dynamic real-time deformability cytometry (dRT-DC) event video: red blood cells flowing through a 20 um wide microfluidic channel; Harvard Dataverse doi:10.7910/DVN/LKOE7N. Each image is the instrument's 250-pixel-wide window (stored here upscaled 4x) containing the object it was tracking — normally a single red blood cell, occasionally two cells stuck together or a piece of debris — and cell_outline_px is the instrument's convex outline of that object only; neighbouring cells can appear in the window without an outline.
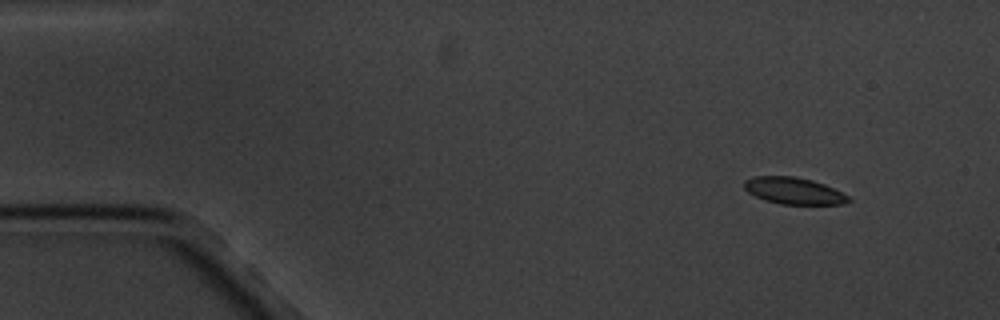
{"species": "common noctule bat (a hibernating species)", "species_latin": "Nyctalus noctula", "temperature_condition": "cold", "stored_images_in_passage": 4, "camera_frame_rate_fps": 3000, "um_per_image_px": 0.085, "animal": {"sex": "male", "body_mass_g": 20.1, "forearm_length_mm": 53.5}, "frame": {"image": 1, "passage_image": 1, "time_ms": 0.0, "image_size_px": [1000, 320], "cell_outline_px": [[852, 200], [844, 204], [780, 204], [764, 200], [748, 192], [744, 188], [744, 180], [752, 176], [796, 176], [812, 180], [824, 184], [848, 196]], "centroid_in_image_um": [67.44, 16.21], "position_along_channel_um": 17.6, "area_um2": 16.24}}
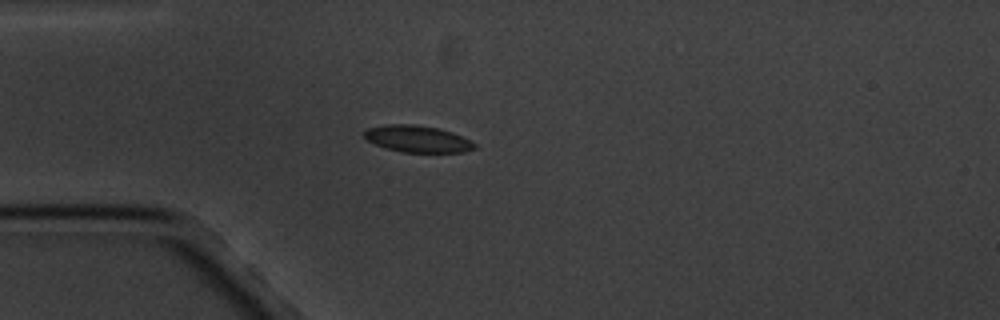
{"frame": {"image": 2, "passage_image": 4, "time_ms": 3.333, "image_size_px": [1000, 320], "cell_outline_px": [[476, 148], [464, 152], [400, 152], [376, 144], [368, 140], [364, 136], [364, 132], [368, 128], [388, 124], [416, 124], [440, 128], [452, 132], [476, 144]], "centroid_in_image_um": [35.5, 11.8], "position_along_channel_um": 49.5, "area_um2": 17.05}}